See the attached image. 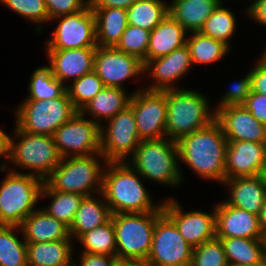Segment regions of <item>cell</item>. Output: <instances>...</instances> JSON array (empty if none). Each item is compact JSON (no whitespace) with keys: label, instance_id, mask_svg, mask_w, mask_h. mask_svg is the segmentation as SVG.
Returning a JSON list of instances; mask_svg holds the SVG:
<instances>
[{"label":"cell","instance_id":"6da1fadb","mask_svg":"<svg viewBox=\"0 0 266 266\" xmlns=\"http://www.w3.org/2000/svg\"><path fill=\"white\" fill-rule=\"evenodd\" d=\"M177 146L179 165L183 163L202 180L223 184L228 141L216 120L183 136L177 141Z\"/></svg>","mask_w":266,"mask_h":266},{"label":"cell","instance_id":"7a4b0ae2","mask_svg":"<svg viewBox=\"0 0 266 266\" xmlns=\"http://www.w3.org/2000/svg\"><path fill=\"white\" fill-rule=\"evenodd\" d=\"M145 180L127 162H107L103 171L101 194L111 214L163 211L164 199L153 203Z\"/></svg>","mask_w":266,"mask_h":266},{"label":"cell","instance_id":"3957f363","mask_svg":"<svg viewBox=\"0 0 266 266\" xmlns=\"http://www.w3.org/2000/svg\"><path fill=\"white\" fill-rule=\"evenodd\" d=\"M13 127L11 132L13 135L7 134V161L9 163L7 162L5 167L18 173H24L25 169L28 171L25 173L45 181L62 160L53 136L32 134L20 130L16 125ZM10 163L15 168L10 167Z\"/></svg>","mask_w":266,"mask_h":266},{"label":"cell","instance_id":"277c9868","mask_svg":"<svg viewBox=\"0 0 266 266\" xmlns=\"http://www.w3.org/2000/svg\"><path fill=\"white\" fill-rule=\"evenodd\" d=\"M166 138L178 141L185 135L209 126L216 119L209 98L202 92L180 88L166 90Z\"/></svg>","mask_w":266,"mask_h":266},{"label":"cell","instance_id":"5b68a950","mask_svg":"<svg viewBox=\"0 0 266 266\" xmlns=\"http://www.w3.org/2000/svg\"><path fill=\"white\" fill-rule=\"evenodd\" d=\"M127 162L145 181L170 187H179L183 182L177 142L169 138L141 140Z\"/></svg>","mask_w":266,"mask_h":266},{"label":"cell","instance_id":"8992f818","mask_svg":"<svg viewBox=\"0 0 266 266\" xmlns=\"http://www.w3.org/2000/svg\"><path fill=\"white\" fill-rule=\"evenodd\" d=\"M106 163L101 153L65 157L44 182L52 190L78 193L83 196L94 195L102 190Z\"/></svg>","mask_w":266,"mask_h":266},{"label":"cell","instance_id":"52a82bcc","mask_svg":"<svg viewBox=\"0 0 266 266\" xmlns=\"http://www.w3.org/2000/svg\"><path fill=\"white\" fill-rule=\"evenodd\" d=\"M163 211L111 214L117 260L145 263L152 247L156 220Z\"/></svg>","mask_w":266,"mask_h":266},{"label":"cell","instance_id":"ba28073f","mask_svg":"<svg viewBox=\"0 0 266 266\" xmlns=\"http://www.w3.org/2000/svg\"><path fill=\"white\" fill-rule=\"evenodd\" d=\"M1 172L7 173L0 182V225L20 226L38 208L44 181L6 167Z\"/></svg>","mask_w":266,"mask_h":266},{"label":"cell","instance_id":"9c48e42d","mask_svg":"<svg viewBox=\"0 0 266 266\" xmlns=\"http://www.w3.org/2000/svg\"><path fill=\"white\" fill-rule=\"evenodd\" d=\"M14 112V125L20 130L53 136L78 110L73 106L66 91L59 98L24 100L16 106Z\"/></svg>","mask_w":266,"mask_h":266},{"label":"cell","instance_id":"30bf717a","mask_svg":"<svg viewBox=\"0 0 266 266\" xmlns=\"http://www.w3.org/2000/svg\"><path fill=\"white\" fill-rule=\"evenodd\" d=\"M100 126V153L107 162L127 161L136 151L141 139L130 106Z\"/></svg>","mask_w":266,"mask_h":266},{"label":"cell","instance_id":"8fae6325","mask_svg":"<svg viewBox=\"0 0 266 266\" xmlns=\"http://www.w3.org/2000/svg\"><path fill=\"white\" fill-rule=\"evenodd\" d=\"M193 247L163 213L155 223L152 247L145 266H191Z\"/></svg>","mask_w":266,"mask_h":266},{"label":"cell","instance_id":"7c38bea8","mask_svg":"<svg viewBox=\"0 0 266 266\" xmlns=\"http://www.w3.org/2000/svg\"><path fill=\"white\" fill-rule=\"evenodd\" d=\"M57 22L50 38L45 41V49H75L97 47L96 22L89 4L82 10L57 16L49 21Z\"/></svg>","mask_w":266,"mask_h":266},{"label":"cell","instance_id":"4fadbf2b","mask_svg":"<svg viewBox=\"0 0 266 266\" xmlns=\"http://www.w3.org/2000/svg\"><path fill=\"white\" fill-rule=\"evenodd\" d=\"M129 106L134 113L141 140L166 137V90L149 91L142 87L132 91Z\"/></svg>","mask_w":266,"mask_h":266},{"label":"cell","instance_id":"5bb4252c","mask_svg":"<svg viewBox=\"0 0 266 266\" xmlns=\"http://www.w3.org/2000/svg\"><path fill=\"white\" fill-rule=\"evenodd\" d=\"M53 138L62 158L100 153V126L80 111L62 124Z\"/></svg>","mask_w":266,"mask_h":266},{"label":"cell","instance_id":"9a60e30c","mask_svg":"<svg viewBox=\"0 0 266 266\" xmlns=\"http://www.w3.org/2000/svg\"><path fill=\"white\" fill-rule=\"evenodd\" d=\"M143 69V61L136 56L126 54L115 47H96L93 71L106 87L126 89L124 83L127 80L143 79Z\"/></svg>","mask_w":266,"mask_h":266},{"label":"cell","instance_id":"2e32d148","mask_svg":"<svg viewBox=\"0 0 266 266\" xmlns=\"http://www.w3.org/2000/svg\"><path fill=\"white\" fill-rule=\"evenodd\" d=\"M174 198L164 199L163 212L175 223L188 244L194 248L216 237L215 205L211 213L202 210L184 212Z\"/></svg>","mask_w":266,"mask_h":266},{"label":"cell","instance_id":"e0dca14e","mask_svg":"<svg viewBox=\"0 0 266 266\" xmlns=\"http://www.w3.org/2000/svg\"><path fill=\"white\" fill-rule=\"evenodd\" d=\"M143 64L144 76H149L151 78L150 81H153L144 87V89L149 91L180 89L181 87H177L176 83L185 78L184 76L193 67L190 50L187 45L167 55L146 60Z\"/></svg>","mask_w":266,"mask_h":266},{"label":"cell","instance_id":"ac0fdd59","mask_svg":"<svg viewBox=\"0 0 266 266\" xmlns=\"http://www.w3.org/2000/svg\"><path fill=\"white\" fill-rule=\"evenodd\" d=\"M266 165V143L228 141L225 179L261 175Z\"/></svg>","mask_w":266,"mask_h":266},{"label":"cell","instance_id":"d6986e66","mask_svg":"<svg viewBox=\"0 0 266 266\" xmlns=\"http://www.w3.org/2000/svg\"><path fill=\"white\" fill-rule=\"evenodd\" d=\"M227 141L266 143V127L244 106H228L216 111L215 119Z\"/></svg>","mask_w":266,"mask_h":266},{"label":"cell","instance_id":"ffe728a7","mask_svg":"<svg viewBox=\"0 0 266 266\" xmlns=\"http://www.w3.org/2000/svg\"><path fill=\"white\" fill-rule=\"evenodd\" d=\"M45 51L53 75L65 86L68 80L72 82L93 71L96 47Z\"/></svg>","mask_w":266,"mask_h":266},{"label":"cell","instance_id":"44dd1931","mask_svg":"<svg viewBox=\"0 0 266 266\" xmlns=\"http://www.w3.org/2000/svg\"><path fill=\"white\" fill-rule=\"evenodd\" d=\"M217 238L263 239L258 216L228 205L225 200L215 205Z\"/></svg>","mask_w":266,"mask_h":266},{"label":"cell","instance_id":"7402d4cb","mask_svg":"<svg viewBox=\"0 0 266 266\" xmlns=\"http://www.w3.org/2000/svg\"><path fill=\"white\" fill-rule=\"evenodd\" d=\"M224 188L228 190V205L259 215L266 201V187L261 175L225 179Z\"/></svg>","mask_w":266,"mask_h":266},{"label":"cell","instance_id":"603a6c76","mask_svg":"<svg viewBox=\"0 0 266 266\" xmlns=\"http://www.w3.org/2000/svg\"><path fill=\"white\" fill-rule=\"evenodd\" d=\"M20 228L26 243L73 240L69 234V227L50 216L41 206L23 221Z\"/></svg>","mask_w":266,"mask_h":266},{"label":"cell","instance_id":"cb8c5ba5","mask_svg":"<svg viewBox=\"0 0 266 266\" xmlns=\"http://www.w3.org/2000/svg\"><path fill=\"white\" fill-rule=\"evenodd\" d=\"M189 34L185 28L168 14L150 33L147 60L171 53L186 45Z\"/></svg>","mask_w":266,"mask_h":266},{"label":"cell","instance_id":"d4e9b609","mask_svg":"<svg viewBox=\"0 0 266 266\" xmlns=\"http://www.w3.org/2000/svg\"><path fill=\"white\" fill-rule=\"evenodd\" d=\"M131 96L132 92L128 94L127 89L104 86L94 98L84 105L80 112L101 126L103 122L108 121L129 106Z\"/></svg>","mask_w":266,"mask_h":266},{"label":"cell","instance_id":"484cf974","mask_svg":"<svg viewBox=\"0 0 266 266\" xmlns=\"http://www.w3.org/2000/svg\"><path fill=\"white\" fill-rule=\"evenodd\" d=\"M110 218L109 206L101 192L84 196L69 227L70 237L75 242L83 233L103 225Z\"/></svg>","mask_w":266,"mask_h":266},{"label":"cell","instance_id":"4316f807","mask_svg":"<svg viewBox=\"0 0 266 266\" xmlns=\"http://www.w3.org/2000/svg\"><path fill=\"white\" fill-rule=\"evenodd\" d=\"M74 240L27 243L28 266H73Z\"/></svg>","mask_w":266,"mask_h":266},{"label":"cell","instance_id":"83f0119b","mask_svg":"<svg viewBox=\"0 0 266 266\" xmlns=\"http://www.w3.org/2000/svg\"><path fill=\"white\" fill-rule=\"evenodd\" d=\"M223 0H172L169 14L188 33L199 32L206 19Z\"/></svg>","mask_w":266,"mask_h":266},{"label":"cell","instance_id":"f1b7e54d","mask_svg":"<svg viewBox=\"0 0 266 266\" xmlns=\"http://www.w3.org/2000/svg\"><path fill=\"white\" fill-rule=\"evenodd\" d=\"M95 15L96 41L101 47H115L128 26L127 10L91 8Z\"/></svg>","mask_w":266,"mask_h":266},{"label":"cell","instance_id":"f546056e","mask_svg":"<svg viewBox=\"0 0 266 266\" xmlns=\"http://www.w3.org/2000/svg\"><path fill=\"white\" fill-rule=\"evenodd\" d=\"M223 244L228 264L266 265L264 239L219 238Z\"/></svg>","mask_w":266,"mask_h":266},{"label":"cell","instance_id":"4dcf8cb0","mask_svg":"<svg viewBox=\"0 0 266 266\" xmlns=\"http://www.w3.org/2000/svg\"><path fill=\"white\" fill-rule=\"evenodd\" d=\"M83 197L78 193L52 190L45 182L40 194V199L49 198L51 200L49 205L42 209L68 227L72 224Z\"/></svg>","mask_w":266,"mask_h":266},{"label":"cell","instance_id":"1f68e13d","mask_svg":"<svg viewBox=\"0 0 266 266\" xmlns=\"http://www.w3.org/2000/svg\"><path fill=\"white\" fill-rule=\"evenodd\" d=\"M190 34H188L186 45L190 50L193 66L217 64L231 51V48L220 40L205 36L200 32Z\"/></svg>","mask_w":266,"mask_h":266},{"label":"cell","instance_id":"d6a6232c","mask_svg":"<svg viewBox=\"0 0 266 266\" xmlns=\"http://www.w3.org/2000/svg\"><path fill=\"white\" fill-rule=\"evenodd\" d=\"M20 232V226L0 225V266H28L27 243Z\"/></svg>","mask_w":266,"mask_h":266},{"label":"cell","instance_id":"836d02e7","mask_svg":"<svg viewBox=\"0 0 266 266\" xmlns=\"http://www.w3.org/2000/svg\"><path fill=\"white\" fill-rule=\"evenodd\" d=\"M169 14V2L164 0H136L127 9L129 25L152 31Z\"/></svg>","mask_w":266,"mask_h":266},{"label":"cell","instance_id":"e575fe53","mask_svg":"<svg viewBox=\"0 0 266 266\" xmlns=\"http://www.w3.org/2000/svg\"><path fill=\"white\" fill-rule=\"evenodd\" d=\"M27 89L29 95L25 100L54 99L66 92V86L53 75L48 65L38 66L32 72Z\"/></svg>","mask_w":266,"mask_h":266},{"label":"cell","instance_id":"d590c367","mask_svg":"<svg viewBox=\"0 0 266 266\" xmlns=\"http://www.w3.org/2000/svg\"><path fill=\"white\" fill-rule=\"evenodd\" d=\"M222 1L213 13L206 19L200 33L216 40L222 41L231 48L230 39L234 36L237 27L235 14L224 7Z\"/></svg>","mask_w":266,"mask_h":266},{"label":"cell","instance_id":"8d00e7d4","mask_svg":"<svg viewBox=\"0 0 266 266\" xmlns=\"http://www.w3.org/2000/svg\"><path fill=\"white\" fill-rule=\"evenodd\" d=\"M75 242L83 246L81 252L116 256L115 228L112 218L103 225L83 233Z\"/></svg>","mask_w":266,"mask_h":266},{"label":"cell","instance_id":"74e56055","mask_svg":"<svg viewBox=\"0 0 266 266\" xmlns=\"http://www.w3.org/2000/svg\"><path fill=\"white\" fill-rule=\"evenodd\" d=\"M0 4L30 21V25L37 23L34 31L38 34L43 33L46 23L49 24V15L44 0H0Z\"/></svg>","mask_w":266,"mask_h":266},{"label":"cell","instance_id":"f35d334b","mask_svg":"<svg viewBox=\"0 0 266 266\" xmlns=\"http://www.w3.org/2000/svg\"><path fill=\"white\" fill-rule=\"evenodd\" d=\"M103 88L102 80L92 71L67 84L66 91L73 106L80 111Z\"/></svg>","mask_w":266,"mask_h":266},{"label":"cell","instance_id":"ab89813d","mask_svg":"<svg viewBox=\"0 0 266 266\" xmlns=\"http://www.w3.org/2000/svg\"><path fill=\"white\" fill-rule=\"evenodd\" d=\"M150 33L147 29L128 24L115 48L136 56L144 63L147 60Z\"/></svg>","mask_w":266,"mask_h":266},{"label":"cell","instance_id":"60d3db41","mask_svg":"<svg viewBox=\"0 0 266 266\" xmlns=\"http://www.w3.org/2000/svg\"><path fill=\"white\" fill-rule=\"evenodd\" d=\"M191 266H228L221 240L215 237L194 247Z\"/></svg>","mask_w":266,"mask_h":266},{"label":"cell","instance_id":"b9f144b4","mask_svg":"<svg viewBox=\"0 0 266 266\" xmlns=\"http://www.w3.org/2000/svg\"><path fill=\"white\" fill-rule=\"evenodd\" d=\"M229 86L230 89L222 94L223 96H220L219 100H217V105L214 107L215 112L221 108L239 106L246 103L248 96L252 92L250 71L247 72L242 79L231 82Z\"/></svg>","mask_w":266,"mask_h":266},{"label":"cell","instance_id":"7bdbcfd3","mask_svg":"<svg viewBox=\"0 0 266 266\" xmlns=\"http://www.w3.org/2000/svg\"><path fill=\"white\" fill-rule=\"evenodd\" d=\"M49 21L57 16L78 12L89 4V0H44Z\"/></svg>","mask_w":266,"mask_h":266},{"label":"cell","instance_id":"ee69618b","mask_svg":"<svg viewBox=\"0 0 266 266\" xmlns=\"http://www.w3.org/2000/svg\"><path fill=\"white\" fill-rule=\"evenodd\" d=\"M244 106L258 122L266 127V95L252 91Z\"/></svg>","mask_w":266,"mask_h":266},{"label":"cell","instance_id":"f6af8a7d","mask_svg":"<svg viewBox=\"0 0 266 266\" xmlns=\"http://www.w3.org/2000/svg\"><path fill=\"white\" fill-rule=\"evenodd\" d=\"M80 256V257H79ZM79 264L76 263L74 254V265L73 266H113L117 260L116 256H107L95 253L80 252ZM78 264V265H77Z\"/></svg>","mask_w":266,"mask_h":266},{"label":"cell","instance_id":"bcb514c9","mask_svg":"<svg viewBox=\"0 0 266 266\" xmlns=\"http://www.w3.org/2000/svg\"><path fill=\"white\" fill-rule=\"evenodd\" d=\"M252 81V91L266 95V64L260 59L256 60V64L250 70Z\"/></svg>","mask_w":266,"mask_h":266},{"label":"cell","instance_id":"7dc6e473","mask_svg":"<svg viewBox=\"0 0 266 266\" xmlns=\"http://www.w3.org/2000/svg\"><path fill=\"white\" fill-rule=\"evenodd\" d=\"M251 3L244 8V14L253 22L266 26V0H255Z\"/></svg>","mask_w":266,"mask_h":266},{"label":"cell","instance_id":"c3c4849f","mask_svg":"<svg viewBox=\"0 0 266 266\" xmlns=\"http://www.w3.org/2000/svg\"><path fill=\"white\" fill-rule=\"evenodd\" d=\"M136 0H89L90 8H122L127 10Z\"/></svg>","mask_w":266,"mask_h":266},{"label":"cell","instance_id":"681fc988","mask_svg":"<svg viewBox=\"0 0 266 266\" xmlns=\"http://www.w3.org/2000/svg\"><path fill=\"white\" fill-rule=\"evenodd\" d=\"M7 160V133L4 132L3 128H0V159Z\"/></svg>","mask_w":266,"mask_h":266},{"label":"cell","instance_id":"f907efd6","mask_svg":"<svg viewBox=\"0 0 266 266\" xmlns=\"http://www.w3.org/2000/svg\"><path fill=\"white\" fill-rule=\"evenodd\" d=\"M258 219H259L260 229L263 234V239L266 241V201L260 210Z\"/></svg>","mask_w":266,"mask_h":266},{"label":"cell","instance_id":"816d5d0a","mask_svg":"<svg viewBox=\"0 0 266 266\" xmlns=\"http://www.w3.org/2000/svg\"><path fill=\"white\" fill-rule=\"evenodd\" d=\"M113 266H145V264L137 261L116 260Z\"/></svg>","mask_w":266,"mask_h":266},{"label":"cell","instance_id":"f5cc1de1","mask_svg":"<svg viewBox=\"0 0 266 266\" xmlns=\"http://www.w3.org/2000/svg\"><path fill=\"white\" fill-rule=\"evenodd\" d=\"M263 50L264 51L260 54L259 59L266 64V46Z\"/></svg>","mask_w":266,"mask_h":266},{"label":"cell","instance_id":"db71d44e","mask_svg":"<svg viewBox=\"0 0 266 266\" xmlns=\"http://www.w3.org/2000/svg\"><path fill=\"white\" fill-rule=\"evenodd\" d=\"M261 177H262L264 185L266 187V165L264 166V169L261 172Z\"/></svg>","mask_w":266,"mask_h":266},{"label":"cell","instance_id":"11a10c76","mask_svg":"<svg viewBox=\"0 0 266 266\" xmlns=\"http://www.w3.org/2000/svg\"><path fill=\"white\" fill-rule=\"evenodd\" d=\"M228 266H266V265H236V264H228Z\"/></svg>","mask_w":266,"mask_h":266},{"label":"cell","instance_id":"9f6ffc18","mask_svg":"<svg viewBox=\"0 0 266 266\" xmlns=\"http://www.w3.org/2000/svg\"><path fill=\"white\" fill-rule=\"evenodd\" d=\"M4 168H5V162H2V163L0 164V171H2Z\"/></svg>","mask_w":266,"mask_h":266}]
</instances>
